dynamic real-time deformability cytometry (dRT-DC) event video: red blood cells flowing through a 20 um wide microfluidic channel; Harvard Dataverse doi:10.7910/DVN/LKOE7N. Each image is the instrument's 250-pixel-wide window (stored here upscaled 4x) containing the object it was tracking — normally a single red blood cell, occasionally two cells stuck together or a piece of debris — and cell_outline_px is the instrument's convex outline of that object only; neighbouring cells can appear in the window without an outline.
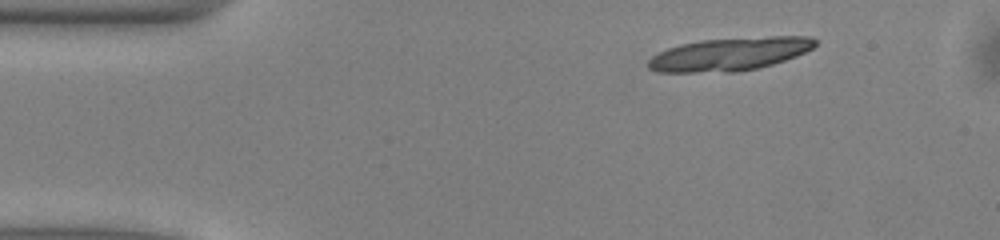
{"species": "common noctule bat (a hibernating species)", "species_latin": "Nyctalus noctula", "temperature_condition": "warm", "stored_images_in_passage": 11, "camera_frame_rate_fps": 3000, "um_per_image_px": 0.085, "animal": {"sex": "male", "body_mass_g": 13.0, "forearm_length_mm": 53.1}, "frame": {"image": 1, "passage_image": 1, "time_ms": 0.0, "image_size_px": [1000, 240], "cell_outline_px": [[816, 44], [812, 48], [796, 56], [760, 68], [736, 72], [656, 72], [648, 68], [648, 60], [652, 56], [668, 48], [680, 44], [700, 40], [772, 36], [812, 36], [816, 40]], "centroid_in_image_um": [62.02, 4.6], "position_along_channel_um": 23.0, "area_um2": 32.25}}